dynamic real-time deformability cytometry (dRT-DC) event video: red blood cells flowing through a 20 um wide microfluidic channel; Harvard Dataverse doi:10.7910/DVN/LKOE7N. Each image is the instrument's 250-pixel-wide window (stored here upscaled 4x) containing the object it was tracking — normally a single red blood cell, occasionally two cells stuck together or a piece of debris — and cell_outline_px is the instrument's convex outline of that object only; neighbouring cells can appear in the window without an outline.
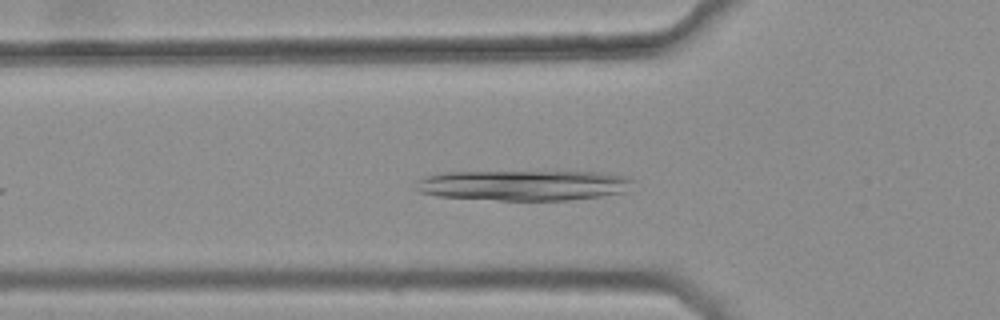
{"species": "common noctule bat (a hibernating species)", "species_latin": "Nyctalus noctula", "temperature_condition": "warm", "stored_images_in_passage": 34, "camera_frame_rate_fps": 3000, "um_per_image_px": 0.085, "animal": {"sex": "female", "body_mass_g": 25.1}, "frame": {"image": 1, "passage_image": 8, "time_ms": 2.333, "image_size_px": [1000, 320], "cell_outline_px": [[632, 180], [624, 192], [600, 196], [568, 200], [500, 200], [440, 196], [420, 192], [412, 188], [416, 180], [424, 176], [448, 172], [600, 172], [624, 176]], "centroid_in_image_um": [44.41, 15.75], "position_along_channel_um": 81.4, "area_um2": 38.15}}
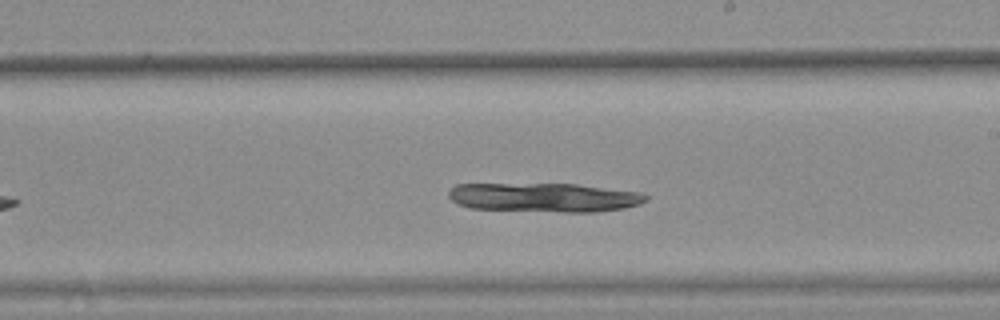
{"frame": {"image": 2, "passage_image": 21, "time_ms": 6.667, "image_size_px": [1000, 320], "cell_outline_px": [[648, 200], [640, 204], [624, 208], [596, 212], [564, 212], [468, 208], [456, 204], [448, 196], [448, 192], [456, 184], [576, 184], [640, 192], [648, 196]], "centroid_in_image_um": [46.26, 16.79], "position_along_channel_um": 242.7, "area_um2": 33.52}}
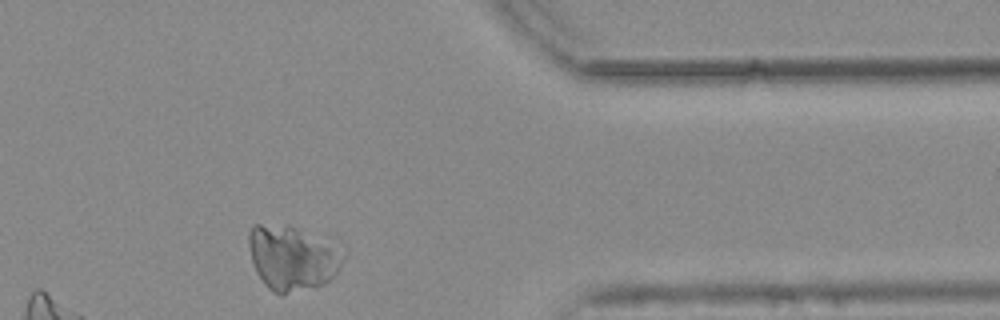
{"frame": {"image": 3, "passage_image": 34, "time_ms": 11.0, "image_size_px": [1000, 320], "cell_outline_px": [[348, 252], [336, 276], [324, 284], [284, 296], [280, 296], [272, 292], [264, 284], [256, 272], [252, 260], [248, 244], [248, 232], [252, 224], [288, 224]], "centroid_in_image_um": [24.83, 21.95], "position_along_channel_um": 386.6, "area_um2": 36.18}}